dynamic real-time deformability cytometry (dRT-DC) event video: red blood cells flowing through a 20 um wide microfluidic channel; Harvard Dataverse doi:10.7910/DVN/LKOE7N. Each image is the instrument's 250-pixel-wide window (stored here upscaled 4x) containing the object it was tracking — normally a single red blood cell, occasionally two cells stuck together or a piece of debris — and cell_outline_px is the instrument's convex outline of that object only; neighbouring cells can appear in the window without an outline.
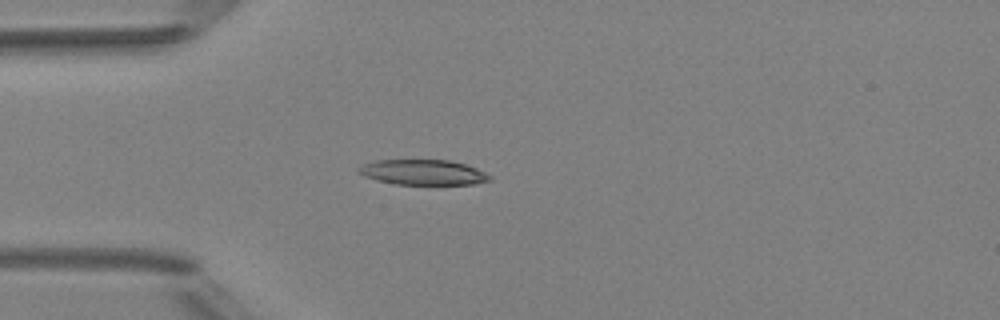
{"species": "Egyptian fruit bat (a non-hibernating species)", "species_latin": "Rousettus aegyptiacus", "temperature_condition": "room temperature", "stored_images_in_passage": 4, "camera_frame_rate_fps": 3000, "um_per_image_px": 0.085, "animal": {"sex": "female"}, "frame": {"image": 1, "passage_image": 4, "time_ms": 3.667, "image_size_px": [1000, 320], "cell_outline_px": [[492, 180], [472, 184], [392, 184], [364, 176], [356, 172], [356, 168], [364, 164], [376, 160], [448, 160], [464, 164], [476, 168], [492, 176]], "centroid_in_image_um": [35.93, 14.64], "position_along_channel_um": 49.1, "area_um2": 19.25}}